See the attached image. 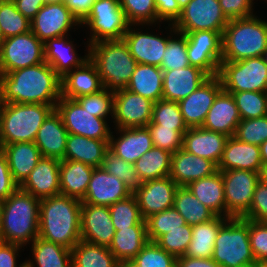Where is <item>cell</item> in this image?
I'll list each match as a JSON object with an SVG mask.
<instances>
[{"label":"cell","mask_w":267,"mask_h":267,"mask_svg":"<svg viewBox=\"0 0 267 267\" xmlns=\"http://www.w3.org/2000/svg\"><path fill=\"white\" fill-rule=\"evenodd\" d=\"M3 103H34L56 108L61 98V77L47 63L0 74Z\"/></svg>","instance_id":"obj_1"},{"label":"cell","mask_w":267,"mask_h":267,"mask_svg":"<svg viewBox=\"0 0 267 267\" xmlns=\"http://www.w3.org/2000/svg\"><path fill=\"white\" fill-rule=\"evenodd\" d=\"M81 205L62 194L41 199L38 237L71 250L81 240Z\"/></svg>","instance_id":"obj_2"},{"label":"cell","mask_w":267,"mask_h":267,"mask_svg":"<svg viewBox=\"0 0 267 267\" xmlns=\"http://www.w3.org/2000/svg\"><path fill=\"white\" fill-rule=\"evenodd\" d=\"M40 199L18 188L3 200L0 233L6 243L27 248L39 233Z\"/></svg>","instance_id":"obj_3"},{"label":"cell","mask_w":267,"mask_h":267,"mask_svg":"<svg viewBox=\"0 0 267 267\" xmlns=\"http://www.w3.org/2000/svg\"><path fill=\"white\" fill-rule=\"evenodd\" d=\"M257 14L228 21L222 34V61L263 56L267 49V20Z\"/></svg>","instance_id":"obj_4"},{"label":"cell","mask_w":267,"mask_h":267,"mask_svg":"<svg viewBox=\"0 0 267 267\" xmlns=\"http://www.w3.org/2000/svg\"><path fill=\"white\" fill-rule=\"evenodd\" d=\"M89 59L96 66L104 88L112 92L126 89L138 64L123 39L91 44Z\"/></svg>","instance_id":"obj_5"},{"label":"cell","mask_w":267,"mask_h":267,"mask_svg":"<svg viewBox=\"0 0 267 267\" xmlns=\"http://www.w3.org/2000/svg\"><path fill=\"white\" fill-rule=\"evenodd\" d=\"M52 105L34 103H4L1 112L0 145L34 142L37 132Z\"/></svg>","instance_id":"obj_6"},{"label":"cell","mask_w":267,"mask_h":267,"mask_svg":"<svg viewBox=\"0 0 267 267\" xmlns=\"http://www.w3.org/2000/svg\"><path fill=\"white\" fill-rule=\"evenodd\" d=\"M212 259L222 267H253L256 264L249 241V219L229 218L221 226Z\"/></svg>","instance_id":"obj_7"},{"label":"cell","mask_w":267,"mask_h":267,"mask_svg":"<svg viewBox=\"0 0 267 267\" xmlns=\"http://www.w3.org/2000/svg\"><path fill=\"white\" fill-rule=\"evenodd\" d=\"M161 24L163 25V23L129 25L123 40L138 64L161 66L168 40L177 32L173 24L164 23V28Z\"/></svg>","instance_id":"obj_8"},{"label":"cell","mask_w":267,"mask_h":267,"mask_svg":"<svg viewBox=\"0 0 267 267\" xmlns=\"http://www.w3.org/2000/svg\"><path fill=\"white\" fill-rule=\"evenodd\" d=\"M129 25L120 0H96L81 22V28L86 33L84 38H87L89 45L102 40L123 39Z\"/></svg>","instance_id":"obj_9"},{"label":"cell","mask_w":267,"mask_h":267,"mask_svg":"<svg viewBox=\"0 0 267 267\" xmlns=\"http://www.w3.org/2000/svg\"><path fill=\"white\" fill-rule=\"evenodd\" d=\"M218 77L226 92H267V64L263 57L221 61Z\"/></svg>","instance_id":"obj_10"},{"label":"cell","mask_w":267,"mask_h":267,"mask_svg":"<svg viewBox=\"0 0 267 267\" xmlns=\"http://www.w3.org/2000/svg\"><path fill=\"white\" fill-rule=\"evenodd\" d=\"M43 62L44 43L32 31L5 38L0 44V74Z\"/></svg>","instance_id":"obj_11"},{"label":"cell","mask_w":267,"mask_h":267,"mask_svg":"<svg viewBox=\"0 0 267 267\" xmlns=\"http://www.w3.org/2000/svg\"><path fill=\"white\" fill-rule=\"evenodd\" d=\"M55 109L61 115L68 133L97 140L110 139L112 120L93 116L76 99L61 97Z\"/></svg>","instance_id":"obj_12"},{"label":"cell","mask_w":267,"mask_h":267,"mask_svg":"<svg viewBox=\"0 0 267 267\" xmlns=\"http://www.w3.org/2000/svg\"><path fill=\"white\" fill-rule=\"evenodd\" d=\"M227 218H243L248 212L261 173L247 170L221 171Z\"/></svg>","instance_id":"obj_13"},{"label":"cell","mask_w":267,"mask_h":267,"mask_svg":"<svg viewBox=\"0 0 267 267\" xmlns=\"http://www.w3.org/2000/svg\"><path fill=\"white\" fill-rule=\"evenodd\" d=\"M228 21L219 0H191L173 26L181 34L201 30L224 31Z\"/></svg>","instance_id":"obj_14"},{"label":"cell","mask_w":267,"mask_h":267,"mask_svg":"<svg viewBox=\"0 0 267 267\" xmlns=\"http://www.w3.org/2000/svg\"><path fill=\"white\" fill-rule=\"evenodd\" d=\"M222 34L223 31L207 30L184 34L189 64L210 77L218 76L222 61Z\"/></svg>","instance_id":"obj_15"},{"label":"cell","mask_w":267,"mask_h":267,"mask_svg":"<svg viewBox=\"0 0 267 267\" xmlns=\"http://www.w3.org/2000/svg\"><path fill=\"white\" fill-rule=\"evenodd\" d=\"M79 29V31H78ZM81 23L64 2L46 3L31 20V31L45 43L48 39L79 33Z\"/></svg>","instance_id":"obj_16"},{"label":"cell","mask_w":267,"mask_h":267,"mask_svg":"<svg viewBox=\"0 0 267 267\" xmlns=\"http://www.w3.org/2000/svg\"><path fill=\"white\" fill-rule=\"evenodd\" d=\"M154 102L123 89L114 92L113 128L144 127L152 121Z\"/></svg>","instance_id":"obj_17"},{"label":"cell","mask_w":267,"mask_h":267,"mask_svg":"<svg viewBox=\"0 0 267 267\" xmlns=\"http://www.w3.org/2000/svg\"><path fill=\"white\" fill-rule=\"evenodd\" d=\"M73 39L72 35H66L62 37L48 39L44 43V56L45 62H47L55 72L63 77L67 72L72 71L74 68L81 67L87 60H89V44L88 41H84L82 44H86L84 49V55L81 56L78 51L80 48L79 43ZM75 41V42H74ZM75 43V44H74ZM78 44V45H77ZM78 50V51H77Z\"/></svg>","instance_id":"obj_18"},{"label":"cell","mask_w":267,"mask_h":267,"mask_svg":"<svg viewBox=\"0 0 267 267\" xmlns=\"http://www.w3.org/2000/svg\"><path fill=\"white\" fill-rule=\"evenodd\" d=\"M178 187L169 176L142 182L133 194L143 219L173 207Z\"/></svg>","instance_id":"obj_19"},{"label":"cell","mask_w":267,"mask_h":267,"mask_svg":"<svg viewBox=\"0 0 267 267\" xmlns=\"http://www.w3.org/2000/svg\"><path fill=\"white\" fill-rule=\"evenodd\" d=\"M222 90L218 76L209 77L198 89L178 102L188 128L202 127L217 94Z\"/></svg>","instance_id":"obj_20"},{"label":"cell","mask_w":267,"mask_h":267,"mask_svg":"<svg viewBox=\"0 0 267 267\" xmlns=\"http://www.w3.org/2000/svg\"><path fill=\"white\" fill-rule=\"evenodd\" d=\"M81 240L109 247L115 234L108 206L82 203Z\"/></svg>","instance_id":"obj_21"},{"label":"cell","mask_w":267,"mask_h":267,"mask_svg":"<svg viewBox=\"0 0 267 267\" xmlns=\"http://www.w3.org/2000/svg\"><path fill=\"white\" fill-rule=\"evenodd\" d=\"M113 130L109 139V150L126 162L134 164L154 146L147 126Z\"/></svg>","instance_id":"obj_22"},{"label":"cell","mask_w":267,"mask_h":267,"mask_svg":"<svg viewBox=\"0 0 267 267\" xmlns=\"http://www.w3.org/2000/svg\"><path fill=\"white\" fill-rule=\"evenodd\" d=\"M133 192L123 181L109 174L102 166L93 170L86 194L82 203L110 206L127 198Z\"/></svg>","instance_id":"obj_23"},{"label":"cell","mask_w":267,"mask_h":267,"mask_svg":"<svg viewBox=\"0 0 267 267\" xmlns=\"http://www.w3.org/2000/svg\"><path fill=\"white\" fill-rule=\"evenodd\" d=\"M59 172V160L41 157L19 188L40 200L53 197L60 194Z\"/></svg>","instance_id":"obj_24"},{"label":"cell","mask_w":267,"mask_h":267,"mask_svg":"<svg viewBox=\"0 0 267 267\" xmlns=\"http://www.w3.org/2000/svg\"><path fill=\"white\" fill-rule=\"evenodd\" d=\"M210 76L198 67L163 71L162 99L179 102L198 89Z\"/></svg>","instance_id":"obj_25"},{"label":"cell","mask_w":267,"mask_h":267,"mask_svg":"<svg viewBox=\"0 0 267 267\" xmlns=\"http://www.w3.org/2000/svg\"><path fill=\"white\" fill-rule=\"evenodd\" d=\"M228 136L203 127L189 128L183 134L182 149L211 160L217 166L222 158Z\"/></svg>","instance_id":"obj_26"},{"label":"cell","mask_w":267,"mask_h":267,"mask_svg":"<svg viewBox=\"0 0 267 267\" xmlns=\"http://www.w3.org/2000/svg\"><path fill=\"white\" fill-rule=\"evenodd\" d=\"M68 131L64 126L61 115L54 109L39 128L35 145L42 157L64 160Z\"/></svg>","instance_id":"obj_27"},{"label":"cell","mask_w":267,"mask_h":267,"mask_svg":"<svg viewBox=\"0 0 267 267\" xmlns=\"http://www.w3.org/2000/svg\"><path fill=\"white\" fill-rule=\"evenodd\" d=\"M217 170V165L211 160L181 148L172 154L169 177L178 186H187L190 182L210 176Z\"/></svg>","instance_id":"obj_28"},{"label":"cell","mask_w":267,"mask_h":267,"mask_svg":"<svg viewBox=\"0 0 267 267\" xmlns=\"http://www.w3.org/2000/svg\"><path fill=\"white\" fill-rule=\"evenodd\" d=\"M217 169L219 171L239 169L261 173L263 163L260 147L241 142L234 136L228 137Z\"/></svg>","instance_id":"obj_29"},{"label":"cell","mask_w":267,"mask_h":267,"mask_svg":"<svg viewBox=\"0 0 267 267\" xmlns=\"http://www.w3.org/2000/svg\"><path fill=\"white\" fill-rule=\"evenodd\" d=\"M240 121L233 95L222 89L214 99L202 127L230 137L235 135Z\"/></svg>","instance_id":"obj_30"},{"label":"cell","mask_w":267,"mask_h":267,"mask_svg":"<svg viewBox=\"0 0 267 267\" xmlns=\"http://www.w3.org/2000/svg\"><path fill=\"white\" fill-rule=\"evenodd\" d=\"M104 89L96 66L87 60L81 67L74 68L61 77V97L77 99Z\"/></svg>","instance_id":"obj_31"},{"label":"cell","mask_w":267,"mask_h":267,"mask_svg":"<svg viewBox=\"0 0 267 267\" xmlns=\"http://www.w3.org/2000/svg\"><path fill=\"white\" fill-rule=\"evenodd\" d=\"M4 152L14 182L20 186L41 159V153L34 142H16L0 145Z\"/></svg>","instance_id":"obj_32"},{"label":"cell","mask_w":267,"mask_h":267,"mask_svg":"<svg viewBox=\"0 0 267 267\" xmlns=\"http://www.w3.org/2000/svg\"><path fill=\"white\" fill-rule=\"evenodd\" d=\"M109 140H97L68 133L64 159L82 162L94 168L101 167Z\"/></svg>","instance_id":"obj_33"},{"label":"cell","mask_w":267,"mask_h":267,"mask_svg":"<svg viewBox=\"0 0 267 267\" xmlns=\"http://www.w3.org/2000/svg\"><path fill=\"white\" fill-rule=\"evenodd\" d=\"M27 247L30 253L25 260L29 267H72L71 250L62 245L37 237Z\"/></svg>","instance_id":"obj_34"},{"label":"cell","mask_w":267,"mask_h":267,"mask_svg":"<svg viewBox=\"0 0 267 267\" xmlns=\"http://www.w3.org/2000/svg\"><path fill=\"white\" fill-rule=\"evenodd\" d=\"M191 193L216 216L226 217V203L221 171L190 182L186 186Z\"/></svg>","instance_id":"obj_35"},{"label":"cell","mask_w":267,"mask_h":267,"mask_svg":"<svg viewBox=\"0 0 267 267\" xmlns=\"http://www.w3.org/2000/svg\"><path fill=\"white\" fill-rule=\"evenodd\" d=\"M94 167L64 159L60 161V194L82 200L86 194Z\"/></svg>","instance_id":"obj_36"},{"label":"cell","mask_w":267,"mask_h":267,"mask_svg":"<svg viewBox=\"0 0 267 267\" xmlns=\"http://www.w3.org/2000/svg\"><path fill=\"white\" fill-rule=\"evenodd\" d=\"M149 242L146 223L115 230L109 250L118 262L133 260Z\"/></svg>","instance_id":"obj_37"},{"label":"cell","mask_w":267,"mask_h":267,"mask_svg":"<svg viewBox=\"0 0 267 267\" xmlns=\"http://www.w3.org/2000/svg\"><path fill=\"white\" fill-rule=\"evenodd\" d=\"M163 70L154 65L137 64L126 89L154 103L162 99Z\"/></svg>","instance_id":"obj_38"},{"label":"cell","mask_w":267,"mask_h":267,"mask_svg":"<svg viewBox=\"0 0 267 267\" xmlns=\"http://www.w3.org/2000/svg\"><path fill=\"white\" fill-rule=\"evenodd\" d=\"M229 218L215 216L210 221L192 226V238L185 256L212 259L214 242L221 226Z\"/></svg>","instance_id":"obj_39"},{"label":"cell","mask_w":267,"mask_h":267,"mask_svg":"<svg viewBox=\"0 0 267 267\" xmlns=\"http://www.w3.org/2000/svg\"><path fill=\"white\" fill-rule=\"evenodd\" d=\"M72 267H118L119 262L106 246L80 240L72 249Z\"/></svg>","instance_id":"obj_40"},{"label":"cell","mask_w":267,"mask_h":267,"mask_svg":"<svg viewBox=\"0 0 267 267\" xmlns=\"http://www.w3.org/2000/svg\"><path fill=\"white\" fill-rule=\"evenodd\" d=\"M171 158L172 153L153 146L134 163L141 182L169 176Z\"/></svg>","instance_id":"obj_41"},{"label":"cell","mask_w":267,"mask_h":267,"mask_svg":"<svg viewBox=\"0 0 267 267\" xmlns=\"http://www.w3.org/2000/svg\"><path fill=\"white\" fill-rule=\"evenodd\" d=\"M173 207L190 226L198 225L213 219L216 215L203 205L186 186L177 188Z\"/></svg>","instance_id":"obj_42"},{"label":"cell","mask_w":267,"mask_h":267,"mask_svg":"<svg viewBox=\"0 0 267 267\" xmlns=\"http://www.w3.org/2000/svg\"><path fill=\"white\" fill-rule=\"evenodd\" d=\"M108 208L115 230L129 228L138 223H146V220H144L141 215L137 199L133 193L127 198L108 206Z\"/></svg>","instance_id":"obj_43"},{"label":"cell","mask_w":267,"mask_h":267,"mask_svg":"<svg viewBox=\"0 0 267 267\" xmlns=\"http://www.w3.org/2000/svg\"><path fill=\"white\" fill-rule=\"evenodd\" d=\"M0 29L5 39L31 31V21L17 10L12 0H0Z\"/></svg>","instance_id":"obj_44"},{"label":"cell","mask_w":267,"mask_h":267,"mask_svg":"<svg viewBox=\"0 0 267 267\" xmlns=\"http://www.w3.org/2000/svg\"><path fill=\"white\" fill-rule=\"evenodd\" d=\"M228 93H231L235 99L241 120L267 115V92L241 91Z\"/></svg>","instance_id":"obj_45"},{"label":"cell","mask_w":267,"mask_h":267,"mask_svg":"<svg viewBox=\"0 0 267 267\" xmlns=\"http://www.w3.org/2000/svg\"><path fill=\"white\" fill-rule=\"evenodd\" d=\"M151 122L162 127L175 128L182 135L189 129L184 122L178 102L175 101L161 99L155 102Z\"/></svg>","instance_id":"obj_46"},{"label":"cell","mask_w":267,"mask_h":267,"mask_svg":"<svg viewBox=\"0 0 267 267\" xmlns=\"http://www.w3.org/2000/svg\"><path fill=\"white\" fill-rule=\"evenodd\" d=\"M185 224L184 218L174 207L151 215L146 219L148 240L155 242L161 235Z\"/></svg>","instance_id":"obj_47"},{"label":"cell","mask_w":267,"mask_h":267,"mask_svg":"<svg viewBox=\"0 0 267 267\" xmlns=\"http://www.w3.org/2000/svg\"><path fill=\"white\" fill-rule=\"evenodd\" d=\"M102 167L109 174L123 181L132 192L142 184L134 164L119 158L110 150L106 152Z\"/></svg>","instance_id":"obj_48"},{"label":"cell","mask_w":267,"mask_h":267,"mask_svg":"<svg viewBox=\"0 0 267 267\" xmlns=\"http://www.w3.org/2000/svg\"><path fill=\"white\" fill-rule=\"evenodd\" d=\"M120 5L130 25L157 24L154 0H120Z\"/></svg>","instance_id":"obj_49"},{"label":"cell","mask_w":267,"mask_h":267,"mask_svg":"<svg viewBox=\"0 0 267 267\" xmlns=\"http://www.w3.org/2000/svg\"><path fill=\"white\" fill-rule=\"evenodd\" d=\"M186 36L176 32L169 40L162 56L163 71L188 67Z\"/></svg>","instance_id":"obj_50"},{"label":"cell","mask_w":267,"mask_h":267,"mask_svg":"<svg viewBox=\"0 0 267 267\" xmlns=\"http://www.w3.org/2000/svg\"><path fill=\"white\" fill-rule=\"evenodd\" d=\"M192 238V226L185 224L161 235L155 242L176 258L185 255Z\"/></svg>","instance_id":"obj_51"},{"label":"cell","mask_w":267,"mask_h":267,"mask_svg":"<svg viewBox=\"0 0 267 267\" xmlns=\"http://www.w3.org/2000/svg\"><path fill=\"white\" fill-rule=\"evenodd\" d=\"M76 100L93 116L113 120L114 92L104 88L98 93L78 97Z\"/></svg>","instance_id":"obj_52"},{"label":"cell","mask_w":267,"mask_h":267,"mask_svg":"<svg viewBox=\"0 0 267 267\" xmlns=\"http://www.w3.org/2000/svg\"><path fill=\"white\" fill-rule=\"evenodd\" d=\"M133 261L141 267H177V258L149 241Z\"/></svg>","instance_id":"obj_53"},{"label":"cell","mask_w":267,"mask_h":267,"mask_svg":"<svg viewBox=\"0 0 267 267\" xmlns=\"http://www.w3.org/2000/svg\"><path fill=\"white\" fill-rule=\"evenodd\" d=\"M234 137L241 142L260 146L267 140V115L241 120Z\"/></svg>","instance_id":"obj_54"},{"label":"cell","mask_w":267,"mask_h":267,"mask_svg":"<svg viewBox=\"0 0 267 267\" xmlns=\"http://www.w3.org/2000/svg\"><path fill=\"white\" fill-rule=\"evenodd\" d=\"M153 145L170 153H175L182 148L183 135L175 128L162 127L150 122L147 125Z\"/></svg>","instance_id":"obj_55"},{"label":"cell","mask_w":267,"mask_h":267,"mask_svg":"<svg viewBox=\"0 0 267 267\" xmlns=\"http://www.w3.org/2000/svg\"><path fill=\"white\" fill-rule=\"evenodd\" d=\"M249 241L256 263L267 262V222L249 219Z\"/></svg>","instance_id":"obj_56"},{"label":"cell","mask_w":267,"mask_h":267,"mask_svg":"<svg viewBox=\"0 0 267 267\" xmlns=\"http://www.w3.org/2000/svg\"><path fill=\"white\" fill-rule=\"evenodd\" d=\"M258 222H267V183H257L249 212L243 217Z\"/></svg>","instance_id":"obj_57"},{"label":"cell","mask_w":267,"mask_h":267,"mask_svg":"<svg viewBox=\"0 0 267 267\" xmlns=\"http://www.w3.org/2000/svg\"><path fill=\"white\" fill-rule=\"evenodd\" d=\"M219 4L229 20L247 18L257 13L252 0H219Z\"/></svg>","instance_id":"obj_58"},{"label":"cell","mask_w":267,"mask_h":267,"mask_svg":"<svg viewBox=\"0 0 267 267\" xmlns=\"http://www.w3.org/2000/svg\"><path fill=\"white\" fill-rule=\"evenodd\" d=\"M157 9V24H174L180 17L182 10L177 0H154Z\"/></svg>","instance_id":"obj_59"},{"label":"cell","mask_w":267,"mask_h":267,"mask_svg":"<svg viewBox=\"0 0 267 267\" xmlns=\"http://www.w3.org/2000/svg\"><path fill=\"white\" fill-rule=\"evenodd\" d=\"M26 248L19 244L5 243L0 248V267H23L26 260L20 261L21 252ZM23 250V251H22Z\"/></svg>","instance_id":"obj_60"},{"label":"cell","mask_w":267,"mask_h":267,"mask_svg":"<svg viewBox=\"0 0 267 267\" xmlns=\"http://www.w3.org/2000/svg\"><path fill=\"white\" fill-rule=\"evenodd\" d=\"M18 188L12 178L7 158L0 148V199L6 200Z\"/></svg>","instance_id":"obj_61"},{"label":"cell","mask_w":267,"mask_h":267,"mask_svg":"<svg viewBox=\"0 0 267 267\" xmlns=\"http://www.w3.org/2000/svg\"><path fill=\"white\" fill-rule=\"evenodd\" d=\"M95 1L96 0H63L64 4L80 23L88 16Z\"/></svg>","instance_id":"obj_62"},{"label":"cell","mask_w":267,"mask_h":267,"mask_svg":"<svg viewBox=\"0 0 267 267\" xmlns=\"http://www.w3.org/2000/svg\"><path fill=\"white\" fill-rule=\"evenodd\" d=\"M17 10L30 21L35 17L38 11L46 4V0H12Z\"/></svg>","instance_id":"obj_63"},{"label":"cell","mask_w":267,"mask_h":267,"mask_svg":"<svg viewBox=\"0 0 267 267\" xmlns=\"http://www.w3.org/2000/svg\"><path fill=\"white\" fill-rule=\"evenodd\" d=\"M177 267H222L213 259L192 258L181 256L177 258Z\"/></svg>","instance_id":"obj_64"},{"label":"cell","mask_w":267,"mask_h":267,"mask_svg":"<svg viewBox=\"0 0 267 267\" xmlns=\"http://www.w3.org/2000/svg\"><path fill=\"white\" fill-rule=\"evenodd\" d=\"M260 155L263 165H267V140L260 146Z\"/></svg>","instance_id":"obj_65"},{"label":"cell","mask_w":267,"mask_h":267,"mask_svg":"<svg viewBox=\"0 0 267 267\" xmlns=\"http://www.w3.org/2000/svg\"><path fill=\"white\" fill-rule=\"evenodd\" d=\"M118 267H141L137 265L133 260H125L119 262Z\"/></svg>","instance_id":"obj_66"},{"label":"cell","mask_w":267,"mask_h":267,"mask_svg":"<svg viewBox=\"0 0 267 267\" xmlns=\"http://www.w3.org/2000/svg\"><path fill=\"white\" fill-rule=\"evenodd\" d=\"M261 179L267 183V165H263V169L261 172Z\"/></svg>","instance_id":"obj_67"},{"label":"cell","mask_w":267,"mask_h":267,"mask_svg":"<svg viewBox=\"0 0 267 267\" xmlns=\"http://www.w3.org/2000/svg\"><path fill=\"white\" fill-rule=\"evenodd\" d=\"M191 0H177L180 9L182 10Z\"/></svg>","instance_id":"obj_68"},{"label":"cell","mask_w":267,"mask_h":267,"mask_svg":"<svg viewBox=\"0 0 267 267\" xmlns=\"http://www.w3.org/2000/svg\"><path fill=\"white\" fill-rule=\"evenodd\" d=\"M253 267H267V262H258Z\"/></svg>","instance_id":"obj_69"},{"label":"cell","mask_w":267,"mask_h":267,"mask_svg":"<svg viewBox=\"0 0 267 267\" xmlns=\"http://www.w3.org/2000/svg\"><path fill=\"white\" fill-rule=\"evenodd\" d=\"M6 243L4 236L0 233V248Z\"/></svg>","instance_id":"obj_70"},{"label":"cell","mask_w":267,"mask_h":267,"mask_svg":"<svg viewBox=\"0 0 267 267\" xmlns=\"http://www.w3.org/2000/svg\"><path fill=\"white\" fill-rule=\"evenodd\" d=\"M255 1L258 2V0H252L254 6H257V5H255V4H259V3H256ZM259 1H260V3H261V1H262V2L264 1L262 4L266 3V5H267V0H259Z\"/></svg>","instance_id":"obj_71"},{"label":"cell","mask_w":267,"mask_h":267,"mask_svg":"<svg viewBox=\"0 0 267 267\" xmlns=\"http://www.w3.org/2000/svg\"><path fill=\"white\" fill-rule=\"evenodd\" d=\"M3 102L1 101V98H0V123H1V112H2V109H3Z\"/></svg>","instance_id":"obj_72"},{"label":"cell","mask_w":267,"mask_h":267,"mask_svg":"<svg viewBox=\"0 0 267 267\" xmlns=\"http://www.w3.org/2000/svg\"><path fill=\"white\" fill-rule=\"evenodd\" d=\"M263 59H264V61H265V63L267 64V49H266V51L263 53Z\"/></svg>","instance_id":"obj_73"},{"label":"cell","mask_w":267,"mask_h":267,"mask_svg":"<svg viewBox=\"0 0 267 267\" xmlns=\"http://www.w3.org/2000/svg\"><path fill=\"white\" fill-rule=\"evenodd\" d=\"M63 2V0H46V3Z\"/></svg>","instance_id":"obj_74"},{"label":"cell","mask_w":267,"mask_h":267,"mask_svg":"<svg viewBox=\"0 0 267 267\" xmlns=\"http://www.w3.org/2000/svg\"><path fill=\"white\" fill-rule=\"evenodd\" d=\"M2 205H3V200L0 199V219H1Z\"/></svg>","instance_id":"obj_75"},{"label":"cell","mask_w":267,"mask_h":267,"mask_svg":"<svg viewBox=\"0 0 267 267\" xmlns=\"http://www.w3.org/2000/svg\"><path fill=\"white\" fill-rule=\"evenodd\" d=\"M3 40H4V37H3V34L1 32V29H0V44L2 43Z\"/></svg>","instance_id":"obj_76"}]
</instances>
